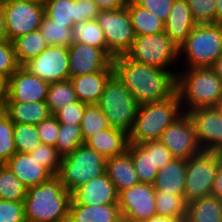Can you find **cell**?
<instances>
[{"mask_svg": "<svg viewBox=\"0 0 222 222\" xmlns=\"http://www.w3.org/2000/svg\"><path fill=\"white\" fill-rule=\"evenodd\" d=\"M26 222H67L71 193L57 176L27 188L24 198Z\"/></svg>", "mask_w": 222, "mask_h": 222, "instance_id": "obj_2", "label": "cell"}, {"mask_svg": "<svg viewBox=\"0 0 222 222\" xmlns=\"http://www.w3.org/2000/svg\"><path fill=\"white\" fill-rule=\"evenodd\" d=\"M41 166L45 167L53 176H57L62 162V156L55 147L41 143L31 153Z\"/></svg>", "mask_w": 222, "mask_h": 222, "instance_id": "obj_41", "label": "cell"}, {"mask_svg": "<svg viewBox=\"0 0 222 222\" xmlns=\"http://www.w3.org/2000/svg\"><path fill=\"white\" fill-rule=\"evenodd\" d=\"M13 129L14 122L3 113L0 116V164H5L17 152Z\"/></svg>", "mask_w": 222, "mask_h": 222, "instance_id": "obj_40", "label": "cell"}, {"mask_svg": "<svg viewBox=\"0 0 222 222\" xmlns=\"http://www.w3.org/2000/svg\"><path fill=\"white\" fill-rule=\"evenodd\" d=\"M113 74L114 67L111 63L103 71L70 77V81L77 95L78 101L87 105L98 104L107 81Z\"/></svg>", "mask_w": 222, "mask_h": 222, "instance_id": "obj_20", "label": "cell"}, {"mask_svg": "<svg viewBox=\"0 0 222 222\" xmlns=\"http://www.w3.org/2000/svg\"><path fill=\"white\" fill-rule=\"evenodd\" d=\"M118 195L114 183L105 172L78 187L71 194L70 205H118Z\"/></svg>", "mask_w": 222, "mask_h": 222, "instance_id": "obj_19", "label": "cell"}, {"mask_svg": "<svg viewBox=\"0 0 222 222\" xmlns=\"http://www.w3.org/2000/svg\"><path fill=\"white\" fill-rule=\"evenodd\" d=\"M78 98L70 79L50 83L47 91L46 104L52 115Z\"/></svg>", "mask_w": 222, "mask_h": 222, "instance_id": "obj_33", "label": "cell"}, {"mask_svg": "<svg viewBox=\"0 0 222 222\" xmlns=\"http://www.w3.org/2000/svg\"><path fill=\"white\" fill-rule=\"evenodd\" d=\"M222 153L203 151L186 160L184 198L187 203L211 195Z\"/></svg>", "mask_w": 222, "mask_h": 222, "instance_id": "obj_9", "label": "cell"}, {"mask_svg": "<svg viewBox=\"0 0 222 222\" xmlns=\"http://www.w3.org/2000/svg\"><path fill=\"white\" fill-rule=\"evenodd\" d=\"M121 219L118 205H69L68 222H118Z\"/></svg>", "mask_w": 222, "mask_h": 222, "instance_id": "obj_27", "label": "cell"}, {"mask_svg": "<svg viewBox=\"0 0 222 222\" xmlns=\"http://www.w3.org/2000/svg\"><path fill=\"white\" fill-rule=\"evenodd\" d=\"M73 42L88 44L98 49H102L107 54V44L104 31L96 20L81 21L72 27Z\"/></svg>", "mask_w": 222, "mask_h": 222, "instance_id": "obj_32", "label": "cell"}, {"mask_svg": "<svg viewBox=\"0 0 222 222\" xmlns=\"http://www.w3.org/2000/svg\"><path fill=\"white\" fill-rule=\"evenodd\" d=\"M125 55L136 62L169 71L168 66L179 58V48L163 31L135 36Z\"/></svg>", "mask_w": 222, "mask_h": 222, "instance_id": "obj_8", "label": "cell"}, {"mask_svg": "<svg viewBox=\"0 0 222 222\" xmlns=\"http://www.w3.org/2000/svg\"><path fill=\"white\" fill-rule=\"evenodd\" d=\"M81 134L83 141L85 142L88 138L100 130L110 128L108 119L102 113L97 104L86 105L84 109V114L80 124Z\"/></svg>", "mask_w": 222, "mask_h": 222, "instance_id": "obj_37", "label": "cell"}, {"mask_svg": "<svg viewBox=\"0 0 222 222\" xmlns=\"http://www.w3.org/2000/svg\"><path fill=\"white\" fill-rule=\"evenodd\" d=\"M216 24L222 26V0H217Z\"/></svg>", "mask_w": 222, "mask_h": 222, "instance_id": "obj_54", "label": "cell"}, {"mask_svg": "<svg viewBox=\"0 0 222 222\" xmlns=\"http://www.w3.org/2000/svg\"><path fill=\"white\" fill-rule=\"evenodd\" d=\"M184 222H222V200L209 195L189 202Z\"/></svg>", "mask_w": 222, "mask_h": 222, "instance_id": "obj_28", "label": "cell"}, {"mask_svg": "<svg viewBox=\"0 0 222 222\" xmlns=\"http://www.w3.org/2000/svg\"><path fill=\"white\" fill-rule=\"evenodd\" d=\"M10 41L7 34L3 2H0V42Z\"/></svg>", "mask_w": 222, "mask_h": 222, "instance_id": "obj_52", "label": "cell"}, {"mask_svg": "<svg viewBox=\"0 0 222 222\" xmlns=\"http://www.w3.org/2000/svg\"><path fill=\"white\" fill-rule=\"evenodd\" d=\"M87 104L81 101L73 102L58 110L54 116L59 124L80 125Z\"/></svg>", "mask_w": 222, "mask_h": 222, "instance_id": "obj_44", "label": "cell"}, {"mask_svg": "<svg viewBox=\"0 0 222 222\" xmlns=\"http://www.w3.org/2000/svg\"><path fill=\"white\" fill-rule=\"evenodd\" d=\"M212 68L216 74L222 79V55L216 60Z\"/></svg>", "mask_w": 222, "mask_h": 222, "instance_id": "obj_55", "label": "cell"}, {"mask_svg": "<svg viewBox=\"0 0 222 222\" xmlns=\"http://www.w3.org/2000/svg\"><path fill=\"white\" fill-rule=\"evenodd\" d=\"M105 172L114 183L118 194L140 183L133 159L127 150L123 154L107 158Z\"/></svg>", "mask_w": 222, "mask_h": 222, "instance_id": "obj_24", "label": "cell"}, {"mask_svg": "<svg viewBox=\"0 0 222 222\" xmlns=\"http://www.w3.org/2000/svg\"><path fill=\"white\" fill-rule=\"evenodd\" d=\"M190 68L212 67L222 55V26L216 23L197 24L179 47Z\"/></svg>", "mask_w": 222, "mask_h": 222, "instance_id": "obj_5", "label": "cell"}, {"mask_svg": "<svg viewBox=\"0 0 222 222\" xmlns=\"http://www.w3.org/2000/svg\"><path fill=\"white\" fill-rule=\"evenodd\" d=\"M99 10H119L128 5L129 0H93Z\"/></svg>", "mask_w": 222, "mask_h": 222, "instance_id": "obj_49", "label": "cell"}, {"mask_svg": "<svg viewBox=\"0 0 222 222\" xmlns=\"http://www.w3.org/2000/svg\"><path fill=\"white\" fill-rule=\"evenodd\" d=\"M211 195L222 200V162L216 171L215 179L211 189Z\"/></svg>", "mask_w": 222, "mask_h": 222, "instance_id": "obj_50", "label": "cell"}, {"mask_svg": "<svg viewBox=\"0 0 222 222\" xmlns=\"http://www.w3.org/2000/svg\"><path fill=\"white\" fill-rule=\"evenodd\" d=\"M4 113L18 124L38 125L51 114L45 101L6 102Z\"/></svg>", "mask_w": 222, "mask_h": 222, "instance_id": "obj_26", "label": "cell"}, {"mask_svg": "<svg viewBox=\"0 0 222 222\" xmlns=\"http://www.w3.org/2000/svg\"><path fill=\"white\" fill-rule=\"evenodd\" d=\"M7 1L43 2V0H2V2H7Z\"/></svg>", "mask_w": 222, "mask_h": 222, "instance_id": "obj_56", "label": "cell"}, {"mask_svg": "<svg viewBox=\"0 0 222 222\" xmlns=\"http://www.w3.org/2000/svg\"><path fill=\"white\" fill-rule=\"evenodd\" d=\"M12 43L20 66H24L49 46L39 30L22 35L14 39Z\"/></svg>", "mask_w": 222, "mask_h": 222, "instance_id": "obj_31", "label": "cell"}, {"mask_svg": "<svg viewBox=\"0 0 222 222\" xmlns=\"http://www.w3.org/2000/svg\"><path fill=\"white\" fill-rule=\"evenodd\" d=\"M155 197L156 190L150 183H138L121 191L118 206L122 218L128 222H143L156 216Z\"/></svg>", "mask_w": 222, "mask_h": 222, "instance_id": "obj_12", "label": "cell"}, {"mask_svg": "<svg viewBox=\"0 0 222 222\" xmlns=\"http://www.w3.org/2000/svg\"><path fill=\"white\" fill-rule=\"evenodd\" d=\"M43 4L44 15L60 24L95 20L100 11L93 0H46Z\"/></svg>", "mask_w": 222, "mask_h": 222, "instance_id": "obj_16", "label": "cell"}, {"mask_svg": "<svg viewBox=\"0 0 222 222\" xmlns=\"http://www.w3.org/2000/svg\"><path fill=\"white\" fill-rule=\"evenodd\" d=\"M106 157L85 144L62 157L59 173L63 187L71 194L80 186L105 173Z\"/></svg>", "mask_w": 222, "mask_h": 222, "instance_id": "obj_6", "label": "cell"}, {"mask_svg": "<svg viewBox=\"0 0 222 222\" xmlns=\"http://www.w3.org/2000/svg\"><path fill=\"white\" fill-rule=\"evenodd\" d=\"M114 73L139 104L160 102L176 93L174 71H167L129 59L126 55L112 60Z\"/></svg>", "mask_w": 222, "mask_h": 222, "instance_id": "obj_1", "label": "cell"}, {"mask_svg": "<svg viewBox=\"0 0 222 222\" xmlns=\"http://www.w3.org/2000/svg\"><path fill=\"white\" fill-rule=\"evenodd\" d=\"M184 221H185V218H175V217L156 215L143 222H184Z\"/></svg>", "mask_w": 222, "mask_h": 222, "instance_id": "obj_53", "label": "cell"}, {"mask_svg": "<svg viewBox=\"0 0 222 222\" xmlns=\"http://www.w3.org/2000/svg\"><path fill=\"white\" fill-rule=\"evenodd\" d=\"M196 25L188 1L175 0L170 15L164 22V32L179 48Z\"/></svg>", "mask_w": 222, "mask_h": 222, "instance_id": "obj_22", "label": "cell"}, {"mask_svg": "<svg viewBox=\"0 0 222 222\" xmlns=\"http://www.w3.org/2000/svg\"><path fill=\"white\" fill-rule=\"evenodd\" d=\"M139 6L158 16L164 22L170 15L175 0H134Z\"/></svg>", "mask_w": 222, "mask_h": 222, "instance_id": "obj_47", "label": "cell"}, {"mask_svg": "<svg viewBox=\"0 0 222 222\" xmlns=\"http://www.w3.org/2000/svg\"><path fill=\"white\" fill-rule=\"evenodd\" d=\"M172 159L173 156L169 152L168 148L160 140L152 141V160L154 167L159 170Z\"/></svg>", "mask_w": 222, "mask_h": 222, "instance_id": "obj_48", "label": "cell"}, {"mask_svg": "<svg viewBox=\"0 0 222 222\" xmlns=\"http://www.w3.org/2000/svg\"><path fill=\"white\" fill-rule=\"evenodd\" d=\"M83 144L80 125L59 124L55 148L62 157L72 153L77 147Z\"/></svg>", "mask_w": 222, "mask_h": 222, "instance_id": "obj_38", "label": "cell"}, {"mask_svg": "<svg viewBox=\"0 0 222 222\" xmlns=\"http://www.w3.org/2000/svg\"><path fill=\"white\" fill-rule=\"evenodd\" d=\"M127 151L131 154L140 183L153 184L158 169L153 165L152 141L141 144L129 143Z\"/></svg>", "mask_w": 222, "mask_h": 222, "instance_id": "obj_29", "label": "cell"}, {"mask_svg": "<svg viewBox=\"0 0 222 222\" xmlns=\"http://www.w3.org/2000/svg\"><path fill=\"white\" fill-rule=\"evenodd\" d=\"M5 164L27 188L45 183L54 177L28 153L16 152Z\"/></svg>", "mask_w": 222, "mask_h": 222, "instance_id": "obj_21", "label": "cell"}, {"mask_svg": "<svg viewBox=\"0 0 222 222\" xmlns=\"http://www.w3.org/2000/svg\"><path fill=\"white\" fill-rule=\"evenodd\" d=\"M20 67L11 41L0 42V75L9 79Z\"/></svg>", "mask_w": 222, "mask_h": 222, "instance_id": "obj_43", "label": "cell"}, {"mask_svg": "<svg viewBox=\"0 0 222 222\" xmlns=\"http://www.w3.org/2000/svg\"><path fill=\"white\" fill-rule=\"evenodd\" d=\"M97 105L110 127L129 133L140 104L114 73L107 81Z\"/></svg>", "mask_w": 222, "mask_h": 222, "instance_id": "obj_7", "label": "cell"}, {"mask_svg": "<svg viewBox=\"0 0 222 222\" xmlns=\"http://www.w3.org/2000/svg\"><path fill=\"white\" fill-rule=\"evenodd\" d=\"M8 99V79L0 75V107H5Z\"/></svg>", "mask_w": 222, "mask_h": 222, "instance_id": "obj_51", "label": "cell"}, {"mask_svg": "<svg viewBox=\"0 0 222 222\" xmlns=\"http://www.w3.org/2000/svg\"><path fill=\"white\" fill-rule=\"evenodd\" d=\"M13 138L17 152L31 153L42 142L36 125L14 123Z\"/></svg>", "mask_w": 222, "mask_h": 222, "instance_id": "obj_39", "label": "cell"}, {"mask_svg": "<svg viewBox=\"0 0 222 222\" xmlns=\"http://www.w3.org/2000/svg\"><path fill=\"white\" fill-rule=\"evenodd\" d=\"M84 144L109 158L123 154L128 148V133L117 128L100 130L88 138Z\"/></svg>", "mask_w": 222, "mask_h": 222, "instance_id": "obj_25", "label": "cell"}, {"mask_svg": "<svg viewBox=\"0 0 222 222\" xmlns=\"http://www.w3.org/2000/svg\"><path fill=\"white\" fill-rule=\"evenodd\" d=\"M5 22L9 40L38 30L44 16L43 2L7 1L3 2Z\"/></svg>", "mask_w": 222, "mask_h": 222, "instance_id": "obj_13", "label": "cell"}, {"mask_svg": "<svg viewBox=\"0 0 222 222\" xmlns=\"http://www.w3.org/2000/svg\"><path fill=\"white\" fill-rule=\"evenodd\" d=\"M189 115L204 151L222 153V111L218 107L199 108Z\"/></svg>", "mask_w": 222, "mask_h": 222, "instance_id": "obj_15", "label": "cell"}, {"mask_svg": "<svg viewBox=\"0 0 222 222\" xmlns=\"http://www.w3.org/2000/svg\"><path fill=\"white\" fill-rule=\"evenodd\" d=\"M41 142L55 147L59 132V122L54 115L42 120L36 125Z\"/></svg>", "mask_w": 222, "mask_h": 222, "instance_id": "obj_46", "label": "cell"}, {"mask_svg": "<svg viewBox=\"0 0 222 222\" xmlns=\"http://www.w3.org/2000/svg\"><path fill=\"white\" fill-rule=\"evenodd\" d=\"M176 87L184 113L193 109L218 107L222 99V79L212 67L187 68L185 72H178Z\"/></svg>", "mask_w": 222, "mask_h": 222, "instance_id": "obj_3", "label": "cell"}, {"mask_svg": "<svg viewBox=\"0 0 222 222\" xmlns=\"http://www.w3.org/2000/svg\"><path fill=\"white\" fill-rule=\"evenodd\" d=\"M131 17L135 36L157 34L164 31V21L147 9L129 0L126 6Z\"/></svg>", "mask_w": 222, "mask_h": 222, "instance_id": "obj_30", "label": "cell"}, {"mask_svg": "<svg viewBox=\"0 0 222 222\" xmlns=\"http://www.w3.org/2000/svg\"><path fill=\"white\" fill-rule=\"evenodd\" d=\"M182 111L177 92L164 101L140 104L128 142L141 144L159 140L163 131L184 113Z\"/></svg>", "mask_w": 222, "mask_h": 222, "instance_id": "obj_4", "label": "cell"}, {"mask_svg": "<svg viewBox=\"0 0 222 222\" xmlns=\"http://www.w3.org/2000/svg\"><path fill=\"white\" fill-rule=\"evenodd\" d=\"M68 52L70 77L103 71L112 63V59L102 49L88 44L73 42Z\"/></svg>", "mask_w": 222, "mask_h": 222, "instance_id": "obj_18", "label": "cell"}, {"mask_svg": "<svg viewBox=\"0 0 222 222\" xmlns=\"http://www.w3.org/2000/svg\"><path fill=\"white\" fill-rule=\"evenodd\" d=\"M73 25L56 23L44 15L38 30L49 45L68 48L73 43L71 33Z\"/></svg>", "mask_w": 222, "mask_h": 222, "instance_id": "obj_35", "label": "cell"}, {"mask_svg": "<svg viewBox=\"0 0 222 222\" xmlns=\"http://www.w3.org/2000/svg\"><path fill=\"white\" fill-rule=\"evenodd\" d=\"M186 160L173 158L158 170L153 186L156 192L184 196Z\"/></svg>", "mask_w": 222, "mask_h": 222, "instance_id": "obj_23", "label": "cell"}, {"mask_svg": "<svg viewBox=\"0 0 222 222\" xmlns=\"http://www.w3.org/2000/svg\"><path fill=\"white\" fill-rule=\"evenodd\" d=\"M95 20L104 31L107 55L112 60L125 55L135 38L127 7L119 10H100Z\"/></svg>", "mask_w": 222, "mask_h": 222, "instance_id": "obj_10", "label": "cell"}, {"mask_svg": "<svg viewBox=\"0 0 222 222\" xmlns=\"http://www.w3.org/2000/svg\"><path fill=\"white\" fill-rule=\"evenodd\" d=\"M187 206L184 196L156 192L155 207L159 216L186 218Z\"/></svg>", "mask_w": 222, "mask_h": 222, "instance_id": "obj_36", "label": "cell"}, {"mask_svg": "<svg viewBox=\"0 0 222 222\" xmlns=\"http://www.w3.org/2000/svg\"><path fill=\"white\" fill-rule=\"evenodd\" d=\"M0 222H26L24 202L0 199Z\"/></svg>", "mask_w": 222, "mask_h": 222, "instance_id": "obj_45", "label": "cell"}, {"mask_svg": "<svg viewBox=\"0 0 222 222\" xmlns=\"http://www.w3.org/2000/svg\"><path fill=\"white\" fill-rule=\"evenodd\" d=\"M218 108L222 111V99L220 100V103L218 105Z\"/></svg>", "mask_w": 222, "mask_h": 222, "instance_id": "obj_57", "label": "cell"}, {"mask_svg": "<svg viewBox=\"0 0 222 222\" xmlns=\"http://www.w3.org/2000/svg\"><path fill=\"white\" fill-rule=\"evenodd\" d=\"M173 158L188 160L202 153L193 123L187 113H183L162 133L159 139Z\"/></svg>", "mask_w": 222, "mask_h": 222, "instance_id": "obj_11", "label": "cell"}, {"mask_svg": "<svg viewBox=\"0 0 222 222\" xmlns=\"http://www.w3.org/2000/svg\"><path fill=\"white\" fill-rule=\"evenodd\" d=\"M4 108L5 107H0V116L4 113Z\"/></svg>", "mask_w": 222, "mask_h": 222, "instance_id": "obj_58", "label": "cell"}, {"mask_svg": "<svg viewBox=\"0 0 222 222\" xmlns=\"http://www.w3.org/2000/svg\"><path fill=\"white\" fill-rule=\"evenodd\" d=\"M118 222H128L126 219L122 218L120 221Z\"/></svg>", "mask_w": 222, "mask_h": 222, "instance_id": "obj_59", "label": "cell"}, {"mask_svg": "<svg viewBox=\"0 0 222 222\" xmlns=\"http://www.w3.org/2000/svg\"><path fill=\"white\" fill-rule=\"evenodd\" d=\"M49 83L20 66L8 79L7 102L46 101Z\"/></svg>", "mask_w": 222, "mask_h": 222, "instance_id": "obj_17", "label": "cell"}, {"mask_svg": "<svg viewBox=\"0 0 222 222\" xmlns=\"http://www.w3.org/2000/svg\"><path fill=\"white\" fill-rule=\"evenodd\" d=\"M197 24L216 23L217 0H187Z\"/></svg>", "mask_w": 222, "mask_h": 222, "instance_id": "obj_42", "label": "cell"}, {"mask_svg": "<svg viewBox=\"0 0 222 222\" xmlns=\"http://www.w3.org/2000/svg\"><path fill=\"white\" fill-rule=\"evenodd\" d=\"M24 67L49 84L68 80L70 79L68 48L49 45Z\"/></svg>", "mask_w": 222, "mask_h": 222, "instance_id": "obj_14", "label": "cell"}, {"mask_svg": "<svg viewBox=\"0 0 222 222\" xmlns=\"http://www.w3.org/2000/svg\"><path fill=\"white\" fill-rule=\"evenodd\" d=\"M26 195L27 187L6 164H0V199L23 202Z\"/></svg>", "mask_w": 222, "mask_h": 222, "instance_id": "obj_34", "label": "cell"}]
</instances>
